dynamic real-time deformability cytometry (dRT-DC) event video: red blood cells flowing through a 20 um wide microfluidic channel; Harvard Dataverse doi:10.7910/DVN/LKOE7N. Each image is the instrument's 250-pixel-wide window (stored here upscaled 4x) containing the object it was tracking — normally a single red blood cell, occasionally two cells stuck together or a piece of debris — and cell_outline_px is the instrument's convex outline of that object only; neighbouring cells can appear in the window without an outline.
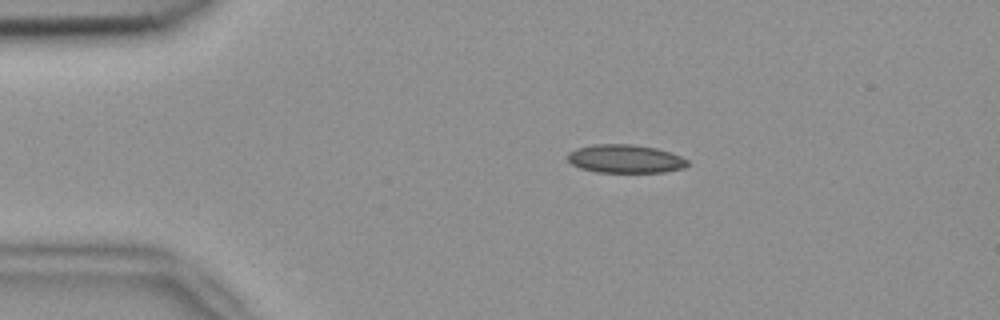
{"species": "common noctule bat (a hibernating species)", "species_latin": "Nyctalus noctula", "temperature_condition": "room temperature", "stored_images_in_passage": 53, "camera_frame_rate_fps": 3000, "um_per_image_px": 0.085, "animal": {"sex": "female", "body_mass_g": 18.4}, "frame": {"image": 1, "passage_image": 10, "time_ms": 3.0, "image_size_px": [1000, 320], "cell_outline_px": [[688, 164], [684, 168], [664, 172], [596, 172], [580, 168], [572, 164], [568, 160], [568, 152], [576, 148], [592, 144], [632, 144], [656, 148], [680, 156], [688, 160]], "centroid_in_image_um": [53.12, 13.5], "position_along_channel_um": 31.9, "area_um2": 19.83}}
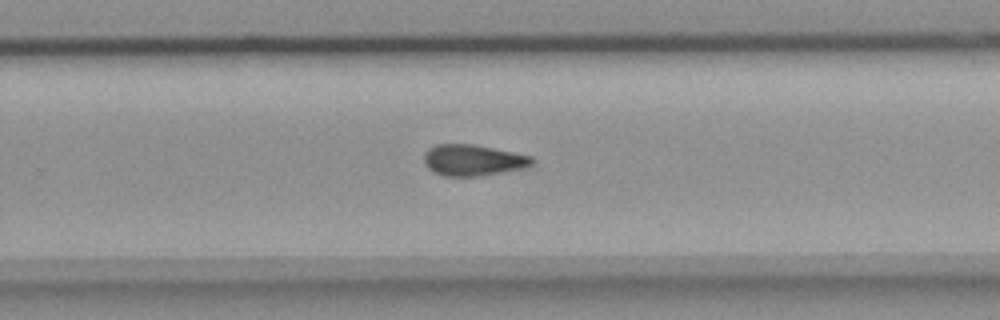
{"frame": {"image": 2, "passage_image": 34, "time_ms": 11.0, "image_size_px": [1000, 320], "cell_outline_px": [[532, 164], [520, 168], [480, 176], [444, 176], [428, 168], [424, 164], [424, 152], [428, 148], [436, 144], [472, 144], [532, 156]], "centroid_in_image_um": [40.13, 13.6], "position_along_channel_um": 289.7, "area_um2": 19.31}}
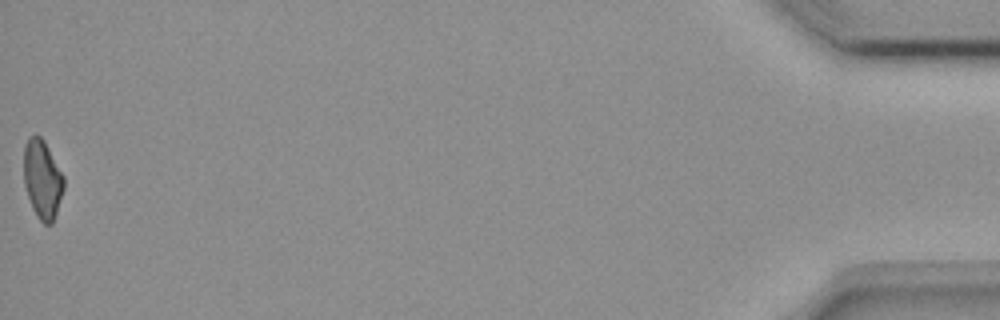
{"frame": {"image": 3, "passage_image": 53, "time_ms": 17.333, "image_size_px": [1000, 320], "cell_outline_px": [[64, 188], [52, 224], [44, 224], [36, 216], [32, 208], [24, 184], [24, 144], [28, 136], [36, 132], [44, 140], [64, 176]], "centroid_in_image_um": [3.59, 15.19], "position_along_channel_um": 431.6, "area_um2": 18.5}, "authors_computed_cell_mechanics": {"area_um2": 19.4786, "velocity_mm_per_s": 3.8068, "shape_relaxation_time_tau1_ms": null, "shape_relaxation_time_tau2_ms": 4.3252, "deformation_change_tau1": null, "deformation_change_tau2": 0.121}}